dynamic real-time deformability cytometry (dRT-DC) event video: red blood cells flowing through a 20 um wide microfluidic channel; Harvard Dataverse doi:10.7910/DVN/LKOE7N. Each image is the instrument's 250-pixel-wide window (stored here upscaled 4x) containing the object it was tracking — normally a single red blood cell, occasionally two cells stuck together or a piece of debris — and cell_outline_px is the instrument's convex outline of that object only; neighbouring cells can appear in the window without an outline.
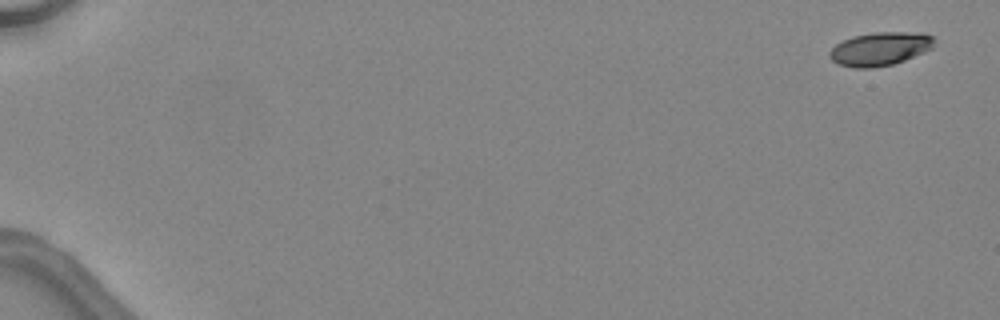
{"species": "common noctule bat (a hibernating species)", "species_latin": "Nyctalus noctula", "temperature_condition": "warm", "stored_images_in_passage": 47, "camera_frame_rate_fps": 3000, "um_per_image_px": 0.085, "animal": {"sex": "female", "body_mass_g": 24.6, "forearm_length_mm": 56.2}, "frame": {"image": 1, "passage_image": 1, "time_ms": 0.0, "image_size_px": [1000, 320], "cell_outline_px": [[936, 40], [932, 48], [924, 52], [904, 60], [892, 64], [872, 68], [856, 68], [836, 64], [828, 56], [828, 52], [836, 44], [852, 36], [872, 32], [924, 32], [932, 36]], "centroid_in_image_um": [74.8, 4.14], "position_along_channel_um": 10.2, "area_um2": 20.63}}
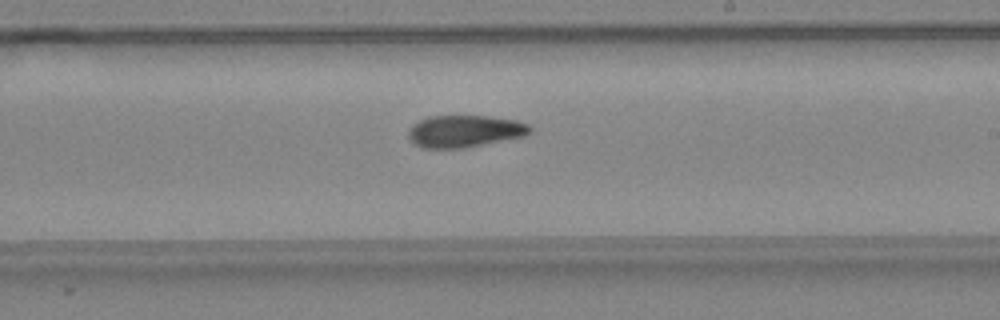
{"frame": {"image": 2, "passage_image": 30, "time_ms": 9.667, "image_size_px": [1000, 320], "cell_outline_px": [[532, 132], [524, 136], [464, 148], [424, 148], [408, 140], [408, 128], [412, 124], [428, 116], [488, 116], [516, 120], [528, 124], [532, 128]], "centroid_in_image_um": [39.48, 11.15], "position_along_channel_um": 249.5, "area_um2": 22.83}}
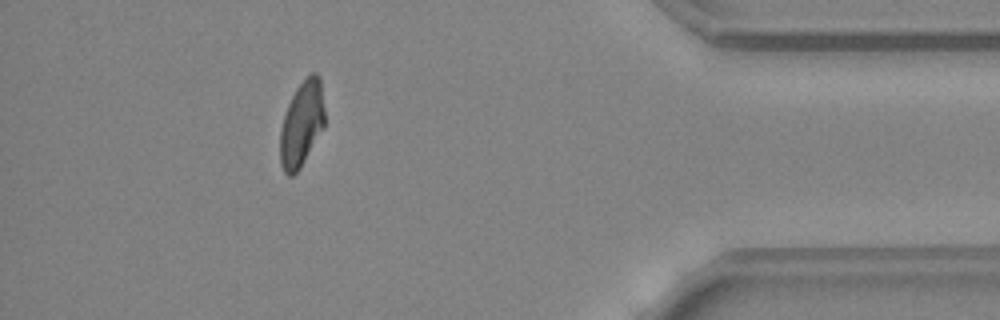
{"frame": {"image": 3, "passage_image": 43, "time_ms": 14.0, "image_size_px": [1000, 320], "cell_outline_px": [[324, 128], [300, 168], [292, 176], [288, 176], [284, 172], [280, 164], [280, 128], [288, 104], [296, 88], [312, 72], [316, 72], [320, 76], [324, 108]], "centroid_in_image_um": [25.64, 10.54], "position_along_channel_um": 409.6, "area_um2": 22.2}, "authors_computed_cell_mechanics": {"area_um2": 22.542, "velocity_mm_per_s": 4.5678, "shape_relaxation_time_tau1_ms": 9.8522, "shape_relaxation_time_tau2_ms": 10.8096, "deformation_change_tau1": 0.2692, "deformation_change_tau2": 0.2164}}